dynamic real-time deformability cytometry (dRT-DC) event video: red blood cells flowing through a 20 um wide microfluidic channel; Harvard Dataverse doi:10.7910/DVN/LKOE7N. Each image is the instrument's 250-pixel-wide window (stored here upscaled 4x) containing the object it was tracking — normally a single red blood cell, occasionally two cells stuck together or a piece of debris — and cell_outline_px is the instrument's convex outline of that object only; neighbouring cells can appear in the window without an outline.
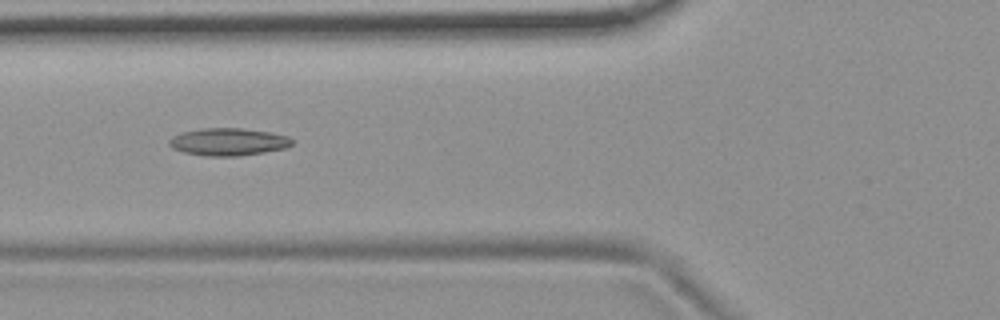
{"species": "common noctule bat (a hibernating species)", "species_latin": "Nyctalus noctula", "temperature_condition": "room temperature", "stored_images_in_passage": 56, "camera_frame_rate_fps": 3000, "um_per_image_px": 0.085, "animal": {"sex": "female", "body_mass_g": 19.9}, "frame": {"image": 1, "passage_image": 21, "time_ms": 6.667, "image_size_px": [1000, 320], "cell_outline_px": [[292, 144], [284, 148], [264, 152], [236, 156], [204, 156], [184, 152], [172, 148], [168, 144], [168, 140], [172, 136], [180, 132], [200, 128], [240, 128], [268, 132], [288, 136], [292, 140]], "centroid_in_image_um": [19.34, 12.05], "position_along_channel_um": 106.5, "area_um2": 19.65}}
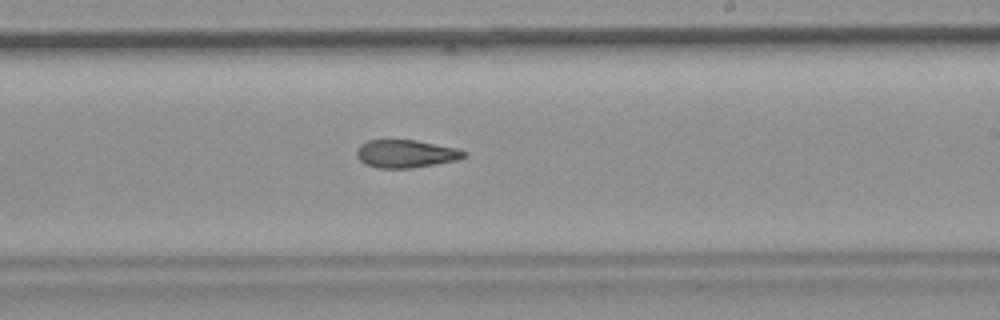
{"frame": {"image": 2, "passage_image": 33, "time_ms": 10.667, "image_size_px": [1000, 320], "cell_outline_px": [[468, 152], [464, 156], [456, 160], [412, 168], [380, 168], [364, 164], [356, 156], [356, 148], [360, 144], [368, 140], [416, 140], [456, 148]], "centroid_in_image_um": [34.45, 13.06], "position_along_channel_um": 254.6, "area_um2": 17.4}}
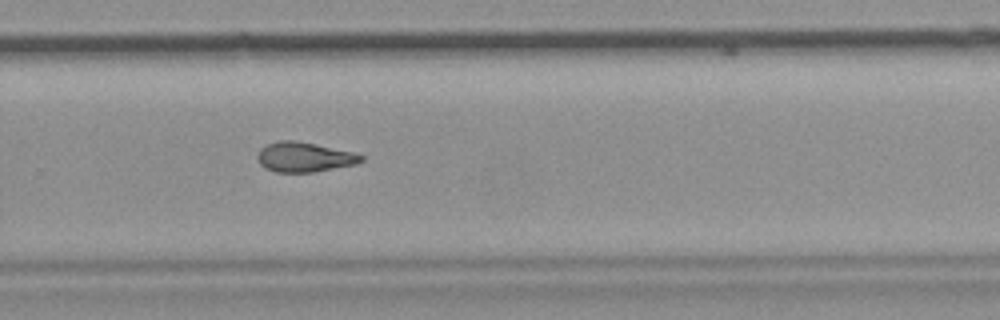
{"frame": {"image": 3, "passage_image": 37, "time_ms": 12.0, "image_size_px": [1000, 320], "cell_outline_px": [[364, 160], [356, 164], [312, 172], [276, 172], [264, 168], [256, 160], [256, 156], [260, 148], [268, 144], [280, 140], [296, 140], [316, 144], [352, 152], [364, 156]], "centroid_in_image_um": [25.82, 13.35], "position_along_channel_um": 304.0, "area_um2": 18.03}}